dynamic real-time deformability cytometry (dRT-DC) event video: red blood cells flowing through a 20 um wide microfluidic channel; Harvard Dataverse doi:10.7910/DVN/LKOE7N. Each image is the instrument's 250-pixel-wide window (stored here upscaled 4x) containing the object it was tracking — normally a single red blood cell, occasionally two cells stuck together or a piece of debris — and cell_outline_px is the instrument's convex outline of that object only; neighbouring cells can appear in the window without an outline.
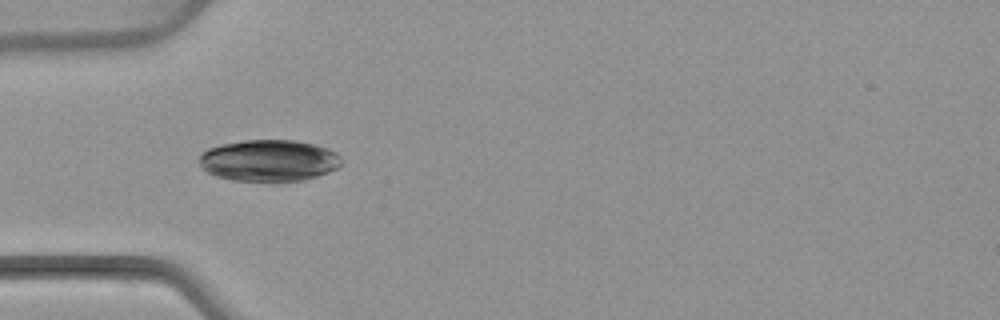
{"species": "common noctule bat (a hibernating species)", "species_latin": "Nyctalus noctula", "temperature_condition": "warm", "stored_images_in_passage": 5, "camera_frame_rate_fps": 3000, "um_per_image_px": 0.085, "animal": {"sex": "female", "body_mass_g": 22.7, "forearm_length_mm": 54.2}, "frame": {"image": 1, "passage_image": 4, "time_ms": 4.0, "image_size_px": [1000, 320], "cell_outline_px": [[344, 160], [336, 168], [328, 172], [304, 180], [276, 184], [232, 180], [216, 176], [200, 168], [200, 156], [208, 148], [220, 144], [244, 140], [296, 140], [328, 148], [336, 152]], "centroid_in_image_um": [22.86, 13.68], "position_along_channel_um": 62.1, "area_um2": 35.32}}
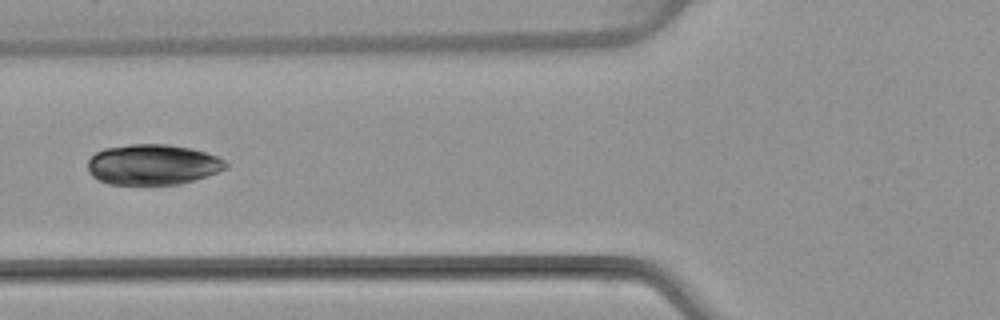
{"frame": {"image": 2, "passage_image": 5, "time_ms": 5.333, "image_size_px": [1000, 320], "cell_outline_px": [[228, 168], [196, 180], [180, 184], [108, 184], [92, 176], [88, 172], [88, 160], [96, 152], [104, 148], [128, 144], [168, 144], [192, 148], [216, 156], [224, 160], [228, 164]], "centroid_in_image_um": [12.99, 13.98], "position_along_channel_um": 112.8, "area_um2": 32.71}}